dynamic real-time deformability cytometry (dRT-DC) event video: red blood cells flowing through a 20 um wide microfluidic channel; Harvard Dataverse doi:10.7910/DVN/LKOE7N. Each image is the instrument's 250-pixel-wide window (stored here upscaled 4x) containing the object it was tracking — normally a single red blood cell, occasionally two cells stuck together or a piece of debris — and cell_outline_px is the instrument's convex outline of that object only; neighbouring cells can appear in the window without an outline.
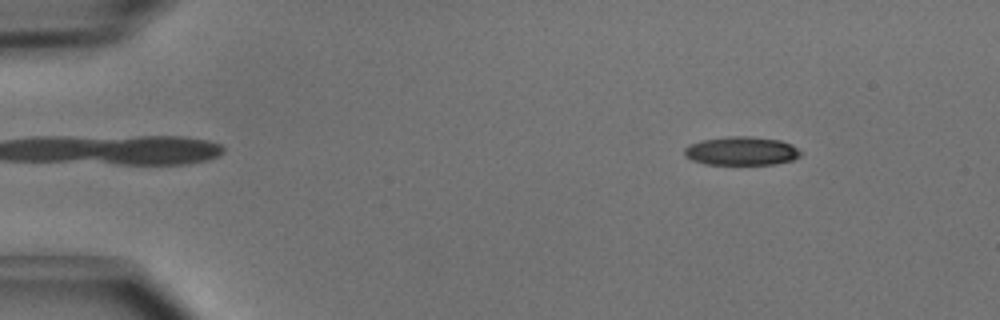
{"species": "common noctule bat (a hibernating species)", "species_latin": "Nyctalus noctula", "temperature_condition": "cold", "stored_images_in_passage": 11, "camera_frame_rate_fps": 3000, "um_per_image_px": 0.085, "animal": {"sex": "male", "body_mass_g": 15.6}, "frame": {"image": 1, "passage_image": 3, "time_ms": 0.667, "image_size_px": [1000, 320], "cell_outline_px": [[804, 152], [800, 156], [792, 160], [776, 164], [704, 164], [692, 160], [684, 156], [684, 148], [688, 144], [700, 140], [728, 136], [748, 136], [780, 140], [792, 144]], "centroid_in_image_um": [63.02, 12.83], "position_along_channel_um": 22.0, "area_um2": 19.65}}